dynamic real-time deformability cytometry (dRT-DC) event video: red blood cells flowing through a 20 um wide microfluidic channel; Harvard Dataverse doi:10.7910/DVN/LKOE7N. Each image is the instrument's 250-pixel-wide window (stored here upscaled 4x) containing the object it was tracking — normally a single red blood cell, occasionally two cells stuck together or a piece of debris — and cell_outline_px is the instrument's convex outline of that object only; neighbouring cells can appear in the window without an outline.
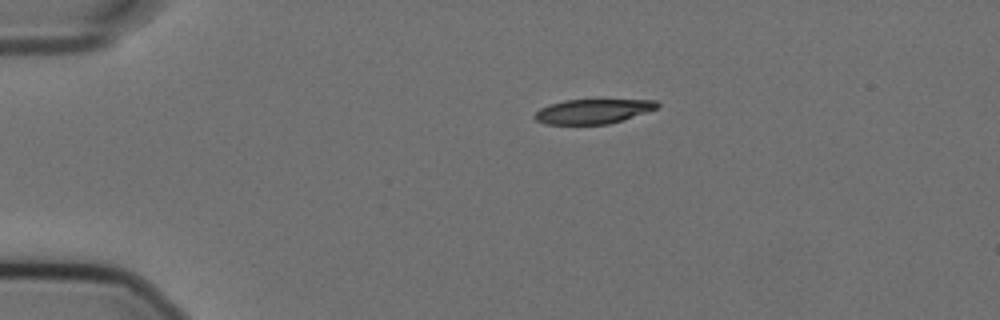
{"species": "Egyptian fruit bat (a non-hibernating species)", "species_latin": "Rousettus aegyptiacus", "temperature_condition": "cold", "stored_images_in_passage": 18, "camera_frame_rate_fps": 3000, "um_per_image_px": 0.085, "animal": {"sex": "female"}, "frame": {"image": 1, "passage_image": 1, "time_ms": 0.0, "image_size_px": [1000, 320], "cell_outline_px": [[660, 104], [656, 108], [624, 120], [608, 124], [544, 124], [536, 120], [532, 116], [540, 108], [548, 104], [564, 100], [656, 100]], "centroid_in_image_um": [50.35, 9.46], "position_along_channel_um": 34.6, "area_um2": 17.51}}
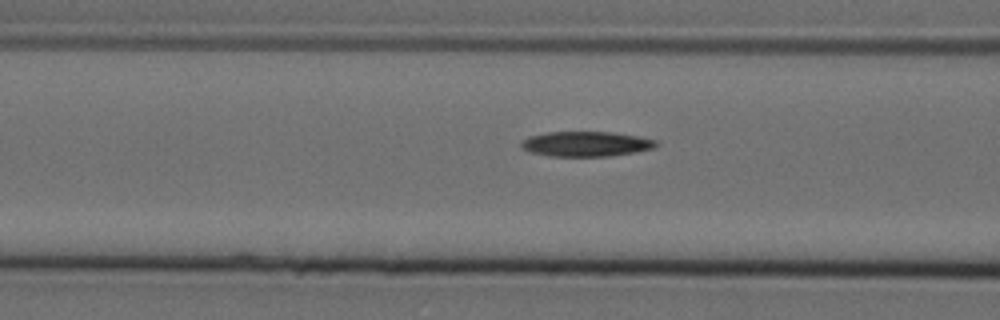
{"frame": {"image": 2, "passage_image": 12, "time_ms": 3.667, "image_size_px": [1000, 320], "cell_outline_px": [[660, 144], [656, 148], [636, 152], [612, 156], [548, 156], [532, 152], [520, 148], [520, 144], [528, 136], [548, 132], [612, 132], [636, 136], [656, 140]], "centroid_in_image_um": [49.84, 12.24], "position_along_channel_um": 116.8, "area_um2": 19.77}}
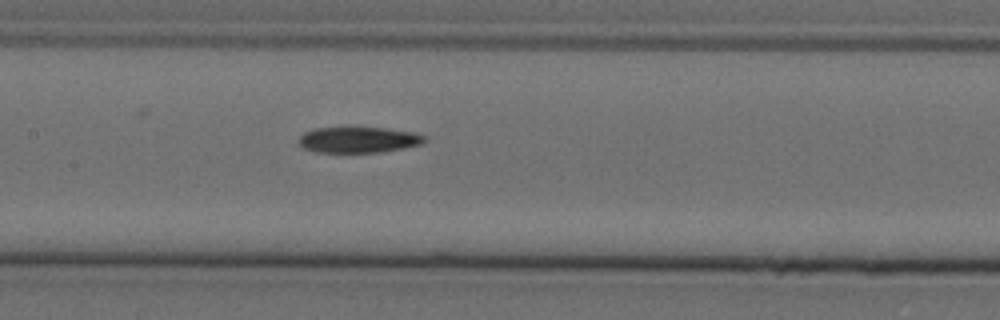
{"frame": {"image": 3, "passage_image": 17, "time_ms": 5.333, "image_size_px": [1000, 320], "cell_outline_px": [[424, 140], [420, 144], [400, 148], [376, 152], [316, 152], [304, 148], [296, 144], [296, 140], [304, 132], [316, 128], [384, 128], [416, 132], [424, 136]], "centroid_in_image_um": [30.38, 11.88], "position_along_channel_um": 177.0, "area_um2": 18.73}}